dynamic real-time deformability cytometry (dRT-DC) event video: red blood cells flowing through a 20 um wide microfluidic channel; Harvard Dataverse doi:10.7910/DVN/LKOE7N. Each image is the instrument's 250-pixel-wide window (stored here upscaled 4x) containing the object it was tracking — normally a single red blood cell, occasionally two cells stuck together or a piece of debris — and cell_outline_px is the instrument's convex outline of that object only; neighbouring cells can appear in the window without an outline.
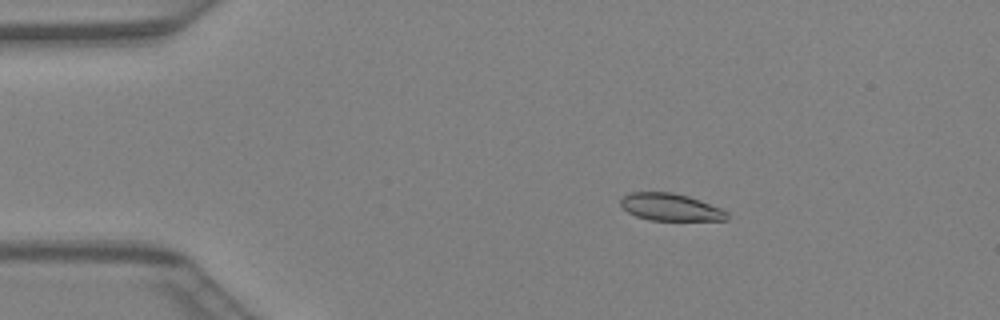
{"species": "Egyptian fruit bat (a non-hibernating species)", "species_latin": "Rousettus aegyptiacus", "temperature_condition": "warm", "stored_images_in_passage": 42, "camera_frame_rate_fps": 3000, "um_per_image_px": 0.085, "animal": {"sex": "female"}, "frame": {"image": 1, "passage_image": 8, "time_ms": 2.333, "image_size_px": [1000, 320], "cell_outline_px": [[728, 220], [648, 220], [636, 216], [628, 212], [620, 204], [620, 200], [624, 196], [632, 192], [672, 192], [688, 196], [700, 200], [720, 208], [728, 212]], "centroid_in_image_um": [56.99, 17.61], "position_along_channel_um": 28.0, "area_um2": 16.82}}
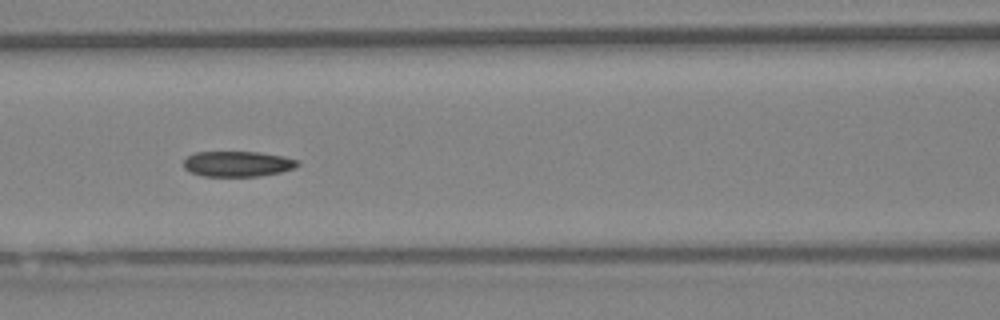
{"frame": {"image": 2, "passage_image": 19, "time_ms": 6.0, "image_size_px": [1000, 320], "cell_outline_px": [[300, 164], [296, 168], [280, 172], [260, 176], [204, 176], [188, 172], [184, 168], [184, 160], [188, 156], [196, 152], [260, 152], [284, 156], [300, 160]], "centroid_in_image_um": [20.23, 13.93], "position_along_channel_um": 146.4, "area_um2": 17.11}}
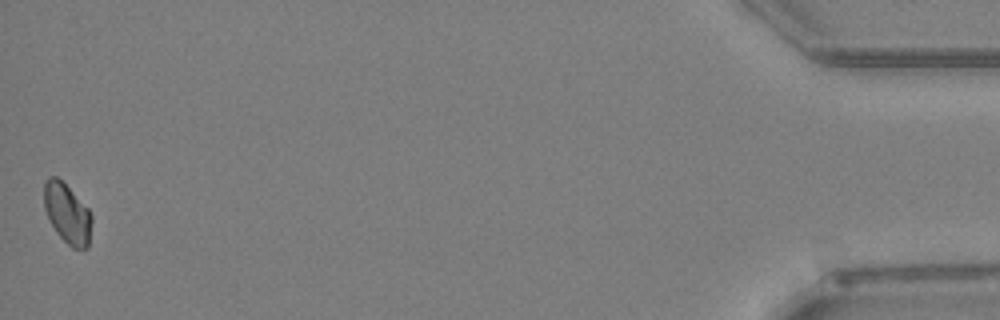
{"frame": {"image": 3, "passage_image": 42, "time_ms": 13.667, "image_size_px": [1000, 320], "cell_outline_px": [[92, 220], [88, 248], [72, 248], [56, 232], [44, 208], [44, 184], [48, 176], [56, 176], [88, 208], [92, 216]], "centroid_in_image_um": [5.72, 18.15], "position_along_channel_um": 429.5, "area_um2": 16.36}}